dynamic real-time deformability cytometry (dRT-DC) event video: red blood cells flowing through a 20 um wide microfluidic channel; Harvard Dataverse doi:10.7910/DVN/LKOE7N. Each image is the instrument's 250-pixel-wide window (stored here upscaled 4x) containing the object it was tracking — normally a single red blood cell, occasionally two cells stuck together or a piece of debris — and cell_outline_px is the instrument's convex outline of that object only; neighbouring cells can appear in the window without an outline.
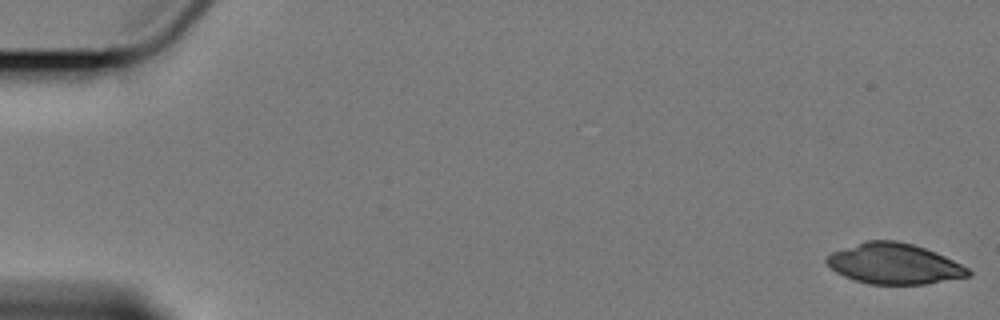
{"species": "Egyptian fruit bat (a non-hibernating species)", "species_latin": "Rousettus aegyptiacus", "temperature_condition": "cold", "stored_images_in_passage": 6, "camera_frame_rate_fps": 3000, "um_per_image_px": 0.085, "animal": {"sex": "female"}, "frame": {"image": 1, "passage_image": 1, "time_ms": 0.0, "image_size_px": [1000, 320], "cell_outline_px": [[972, 276], [924, 284], [868, 284], [844, 276], [836, 272], [824, 260], [832, 252], [868, 240], [896, 240], [912, 244], [936, 252], [968, 268], [972, 272]], "centroid_in_image_um": [76.02, 22.42], "position_along_channel_um": 9.0, "area_um2": 33.23}}